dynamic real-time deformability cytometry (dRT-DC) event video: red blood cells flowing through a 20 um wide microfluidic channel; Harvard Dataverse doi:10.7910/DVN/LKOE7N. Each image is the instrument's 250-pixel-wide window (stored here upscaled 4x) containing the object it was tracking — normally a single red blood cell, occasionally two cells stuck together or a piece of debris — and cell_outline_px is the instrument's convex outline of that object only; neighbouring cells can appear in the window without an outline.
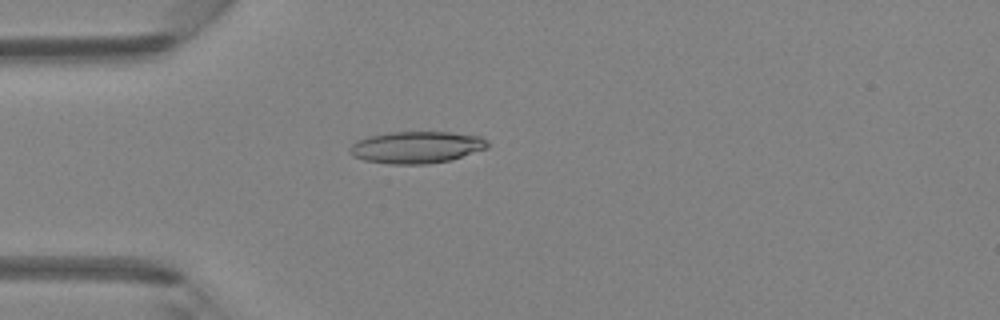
{"species": "Egyptian fruit bat (a non-hibernating species)", "species_latin": "Rousettus aegyptiacus", "temperature_condition": "room temperature", "stored_images_in_passage": 3, "camera_frame_rate_fps": 3000, "um_per_image_px": 0.085, "animal": {"sex": "female"}, "frame": {"image": 1, "passage_image": 3, "time_ms": 2.333, "image_size_px": [1000, 320], "cell_outline_px": [[488, 148], [452, 160], [424, 164], [388, 164], [364, 160], [352, 156], [348, 152], [348, 148], [356, 140], [368, 136], [388, 132], [452, 132], [480, 136], [488, 140]], "centroid_in_image_um": [35.39, 12.52], "position_along_channel_um": 49.6, "area_um2": 25.95}}